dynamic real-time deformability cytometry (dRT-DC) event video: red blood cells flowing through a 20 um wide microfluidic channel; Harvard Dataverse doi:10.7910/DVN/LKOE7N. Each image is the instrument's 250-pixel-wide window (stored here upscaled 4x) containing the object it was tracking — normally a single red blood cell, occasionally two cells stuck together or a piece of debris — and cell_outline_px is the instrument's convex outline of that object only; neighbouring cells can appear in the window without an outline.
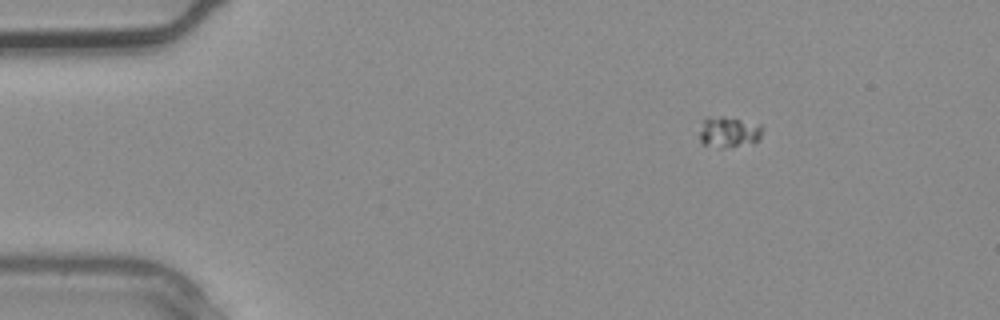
{"species": "common noctule bat (a hibernating species)", "species_latin": "Nyctalus noctula", "temperature_condition": "warm", "stored_images_in_passage": 4, "camera_frame_rate_fps": 3000, "um_per_image_px": 0.085, "animal": {"sex": "male", "body_mass_g": 20.4}, "frame": {"image": 1, "passage_image": 1, "time_ms": 0.0, "image_size_px": [1000, 320], "cell_outline_px": [[764, 128], [760, 136], [756, 140], [720, 148], [704, 144], [700, 140], [700, 132], [704, 120], [708, 116], [724, 116], [764, 124]], "centroid_in_image_um": [61.95, 11.17], "position_along_channel_um": 23.0, "area_um2": 11.1}}